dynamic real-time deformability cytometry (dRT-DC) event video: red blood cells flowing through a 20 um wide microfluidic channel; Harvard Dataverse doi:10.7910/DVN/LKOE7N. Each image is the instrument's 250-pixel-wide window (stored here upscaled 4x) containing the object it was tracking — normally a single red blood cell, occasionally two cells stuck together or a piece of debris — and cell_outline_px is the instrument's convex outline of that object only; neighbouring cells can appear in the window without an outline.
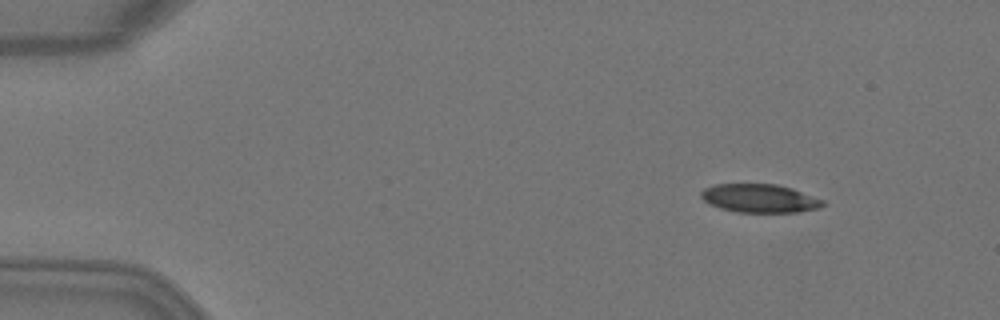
{"species": "Egyptian fruit bat (a non-hibernating species)", "species_latin": "Rousettus aegyptiacus", "temperature_condition": "warm", "stored_images_in_passage": 4, "camera_frame_rate_fps": 3000, "um_per_image_px": 0.085, "animal": {"sex": "female"}, "frame": {"image": 1, "passage_image": 2, "time_ms": 0.333, "image_size_px": [1000, 320], "cell_outline_px": [[824, 204], [820, 208], [800, 212], [736, 212], [720, 208], [704, 200], [700, 196], [700, 192], [704, 188], [712, 184], [776, 184], [792, 188], [824, 200]], "centroid_in_image_um": [64.57, 16.85], "position_along_channel_um": 20.4, "area_um2": 20.23}}